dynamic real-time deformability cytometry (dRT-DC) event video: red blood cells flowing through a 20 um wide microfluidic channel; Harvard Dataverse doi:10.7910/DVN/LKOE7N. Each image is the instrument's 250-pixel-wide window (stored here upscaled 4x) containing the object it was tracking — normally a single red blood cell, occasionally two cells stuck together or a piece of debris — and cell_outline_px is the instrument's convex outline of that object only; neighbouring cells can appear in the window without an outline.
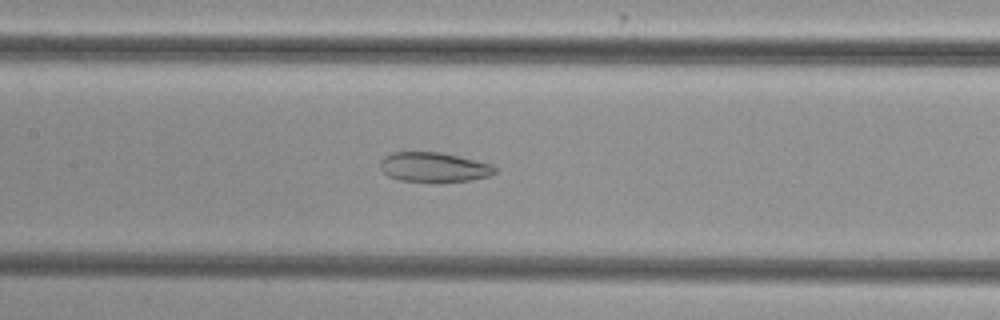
{"species": "common noctule bat (a hibernating species)", "species_latin": "Nyctalus noctula", "temperature_condition": "cold", "stored_images_in_passage": 41, "camera_frame_rate_fps": 3000, "um_per_image_px": 0.085, "animal": {"sex": "female", "body_mass_g": 29.2, "forearm_length_mm": 56.3}, "frame": {"image": 1, "passage_image": 13, "time_ms": 4.0, "image_size_px": [1000, 320], "cell_outline_px": [[496, 172], [488, 176], [472, 180], [400, 180], [388, 176], [380, 168], [380, 160], [384, 156], [392, 152], [440, 152], [460, 156], [492, 164], [496, 168]], "centroid_in_image_um": [36.87, 14.17], "position_along_channel_um": 170.5, "area_um2": 19.42}}
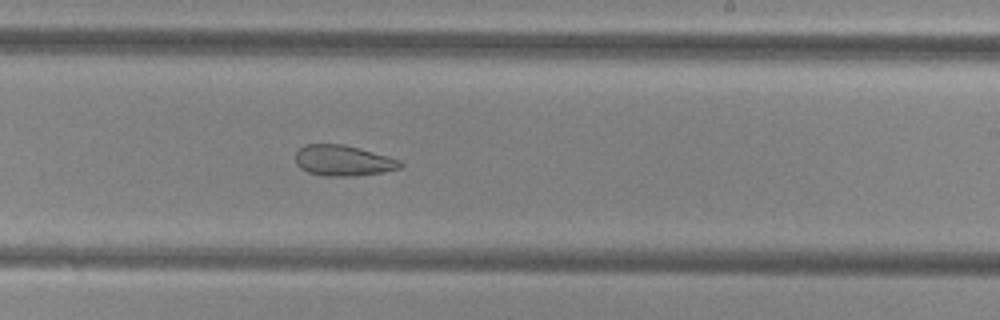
{"frame": {"image": 2, "passage_image": 20, "time_ms": 6.333, "image_size_px": [1000, 320], "cell_outline_px": [[404, 164], [400, 168], [380, 172], [356, 176], [324, 176], [308, 172], [300, 168], [296, 164], [296, 152], [304, 144], [344, 144], [400, 160]], "centroid_in_image_um": [29.13, 13.65], "position_along_channel_um": 259.9, "area_um2": 18.61}}
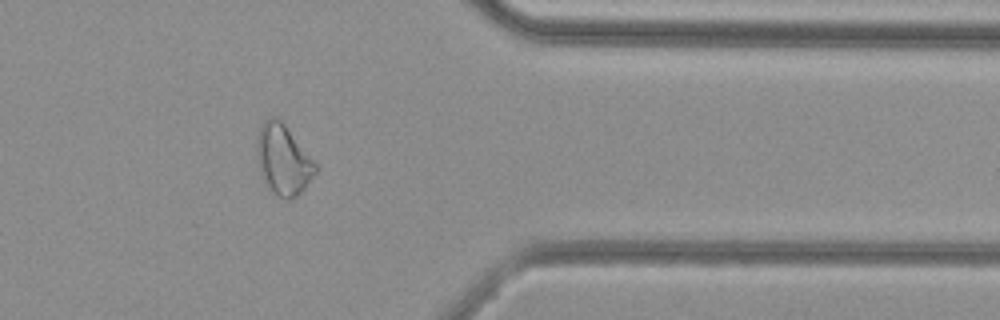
{"frame": {"image": 3, "passage_image": 31, "time_ms": 10.0, "image_size_px": [1000, 320], "cell_outline_px": [[316, 172], [304, 188], [292, 200], [284, 200], [276, 196], [268, 188], [260, 176], [256, 156], [256, 144], [260, 128], [264, 120], [272, 116], [276, 116], [284, 124], [316, 164]], "centroid_in_image_um": [24.02, 13.61], "position_along_channel_um": 387.4, "area_um2": 23.93}, "authors_computed_cell_mechanics": {"area_um2": 22.5998, "velocity_mm_per_s": 3.8364, "shape_relaxation_time_tau1_ms": null, "shape_relaxation_time_tau2_ms": 3.133, "deformation_change_tau1": null, "deformation_change_tau2": 0.1086}}